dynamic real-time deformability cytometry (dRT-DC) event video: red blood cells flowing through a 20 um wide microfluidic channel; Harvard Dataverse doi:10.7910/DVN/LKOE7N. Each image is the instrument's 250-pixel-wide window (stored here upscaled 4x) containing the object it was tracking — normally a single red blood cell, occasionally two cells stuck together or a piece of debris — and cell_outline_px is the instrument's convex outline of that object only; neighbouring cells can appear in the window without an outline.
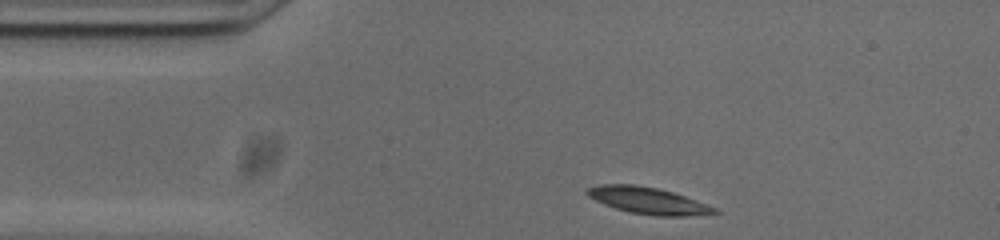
{"species": "common noctule bat (a hibernating species)", "species_latin": "Nyctalus noctula", "temperature_condition": "cold", "stored_images_in_passage": 45, "camera_frame_rate_fps": 3000, "um_per_image_px": 0.085, "animal": {"sex": "male", "body_mass_g": 20.0, "forearm_length_mm": 53.3}, "frame": {"image": 1, "passage_image": 1, "time_ms": 0.0, "image_size_px": [1000, 240], "cell_outline_px": [[720, 212], [684, 216], [656, 216], [628, 212], [604, 204], [588, 196], [584, 192], [588, 188], [600, 184], [632, 184], [656, 188], [672, 192], [684, 196], [716, 208]], "centroid_in_image_um": [55.03, 17.05], "position_along_channel_um": 30.0, "area_um2": 19.48}}
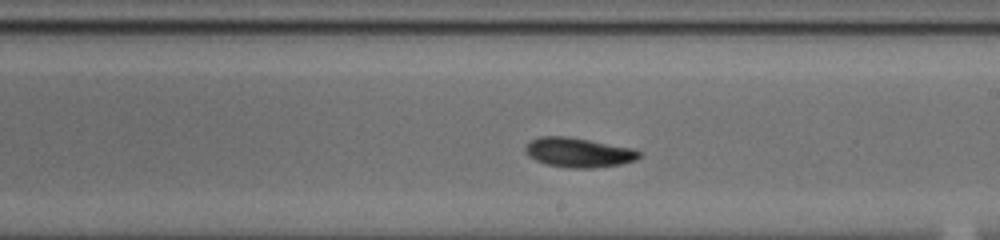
{"frame": {"image": 2, "passage_image": 21, "time_ms": 6.667, "image_size_px": [1000, 240], "cell_outline_px": [[640, 156], [636, 160], [620, 164], [592, 168], [568, 168], [544, 164], [528, 156], [524, 152], [524, 148], [532, 140], [540, 136], [568, 136], [632, 148], [640, 152]], "centroid_in_image_um": [49.14, 12.96], "position_along_channel_um": 239.9, "area_um2": 19.59}}
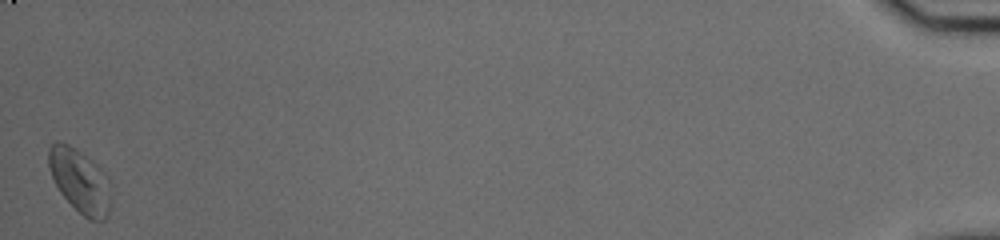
{"frame": {"image": 3, "passage_image": 45, "time_ms": 14.667, "image_size_px": [1000, 240], "cell_outline_px": [[112, 196], [108, 216], [104, 220], [88, 220], [60, 192], [52, 176], [48, 164], [48, 148], [56, 140], [60, 140], [76, 148], [88, 156], [108, 176]], "centroid_in_image_um": [6.82, 15.35], "position_along_channel_um": 428.4, "area_um2": 23.35}, "authors_computed_cell_mechanics": {"area_um2": 19.074, "velocity_mm_per_s": 3.7086, "shape_relaxation_time_tau1_ms": 3.9929, "shape_relaxation_time_tau2_ms": 6.539, "deformation_change_tau1": 0.1457, "deformation_change_tau2": 0.1037}}